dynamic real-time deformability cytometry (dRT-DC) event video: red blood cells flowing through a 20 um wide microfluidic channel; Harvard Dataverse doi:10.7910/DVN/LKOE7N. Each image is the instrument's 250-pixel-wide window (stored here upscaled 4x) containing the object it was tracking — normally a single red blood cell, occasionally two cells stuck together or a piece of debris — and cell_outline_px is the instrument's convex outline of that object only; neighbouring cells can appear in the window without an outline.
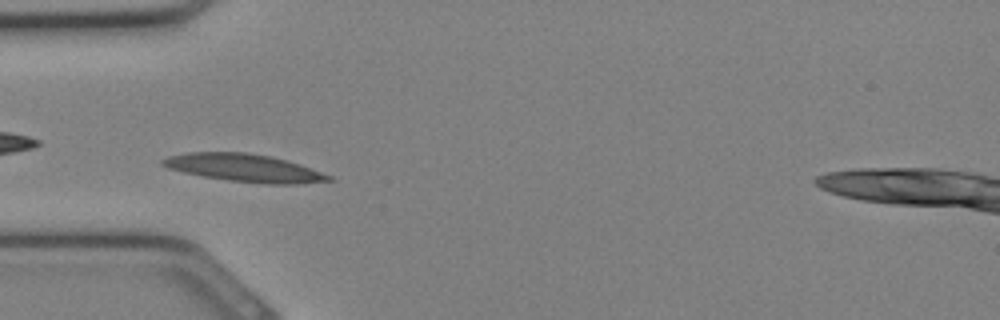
{"species": "Egyptian fruit bat (a non-hibernating species)", "species_latin": "Rousettus aegyptiacus", "temperature_condition": "cold", "stored_images_in_passage": 32, "segment_of_instrument_passage": [1, 2], "camera_frame_rate_fps": 3000, "um_per_image_px": 0.085, "animal": {"sex": "female"}, "frame": {"image": 1, "passage_image": 8, "time_ms": 2.333, "image_size_px": [1000, 320], "cell_outline_px": [[336, 180], [296, 184], [268, 184], [228, 180], [204, 176], [184, 172], [168, 168], [160, 164], [160, 160], [168, 156], [188, 152], [244, 152], [268, 156], [288, 160], [300, 164], [332, 176]], "centroid_in_image_um": [20.77, 14.27], "position_along_channel_um": 64.2, "area_um2": 26.76}}
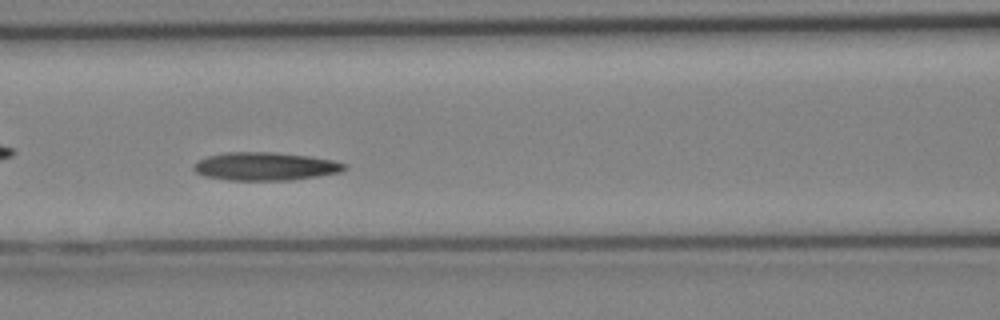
{"frame": {"image": 2, "passage_image": 12, "time_ms": 3.667, "image_size_px": [1000, 320], "cell_outline_px": [[348, 168], [340, 172], [292, 180], [228, 180], [204, 176], [196, 172], [192, 168], [200, 160], [208, 156], [228, 152], [272, 152], [308, 156], [332, 160], [348, 164]], "centroid_in_image_um": [22.57, 14.14], "position_along_channel_um": 144.0, "area_um2": 24.57}}
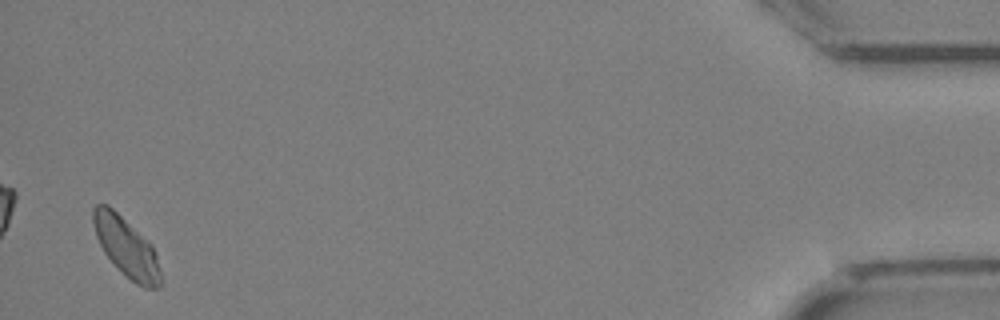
{"frame": {"image": 3, "passage_image": 30, "time_ms": 9.667, "image_size_px": [1000, 320], "cell_outline_px": [[160, 288], [144, 288], [136, 284], [104, 252], [96, 236], [92, 220], [92, 208], [96, 204], [108, 204], [152, 244], [160, 268]], "centroid_in_image_um": [10.74, 20.98], "position_along_channel_um": 424.5, "area_um2": 22.83}}